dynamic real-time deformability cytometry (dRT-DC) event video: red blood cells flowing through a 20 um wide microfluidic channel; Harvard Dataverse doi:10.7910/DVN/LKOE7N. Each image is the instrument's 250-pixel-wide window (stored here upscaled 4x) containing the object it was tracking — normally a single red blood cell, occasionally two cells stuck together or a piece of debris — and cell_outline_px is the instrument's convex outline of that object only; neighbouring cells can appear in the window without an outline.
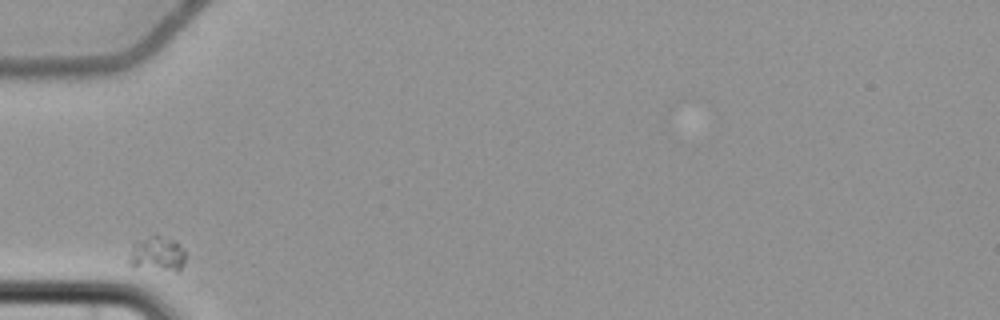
{"species": "common noctule bat (a hibernating species)", "species_latin": "Nyctalus noctula", "temperature_condition": "cold", "stored_images_in_passage": 6, "camera_frame_rate_fps": 3000, "um_per_image_px": 0.085, "animal": {"sex": "female", "body_mass_g": 22.7, "forearm_length_mm": 54.2}, "frame": {"image": 1, "passage_image": 1, "time_ms": 0.0, "image_size_px": [1000, 320], "cell_outline_px": [[184, 264], [176, 272], [128, 264], [128, 260], [136, 240], [156, 232], [176, 240], [184, 252]], "centroid_in_image_um": [13.38, 21.51], "position_along_channel_um": 71.6, "area_um2": 11.56}}
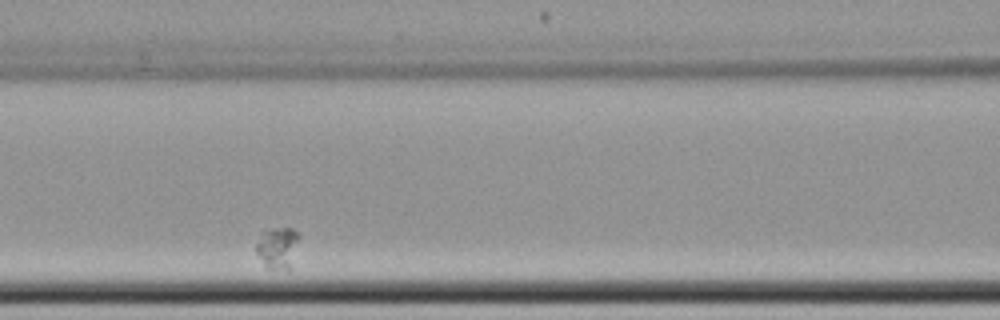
{"frame": {"image": 2, "passage_image": 3, "time_ms": 2.333, "image_size_px": [1000, 320], "cell_outline_px": [[300, 236], [288, 272], [268, 268], [264, 264], [256, 252], [256, 244], [260, 232], [268, 228], [292, 228]], "centroid_in_image_um": [23.58, 21.05], "position_along_channel_um": 143.0, "area_um2": 10.52}}
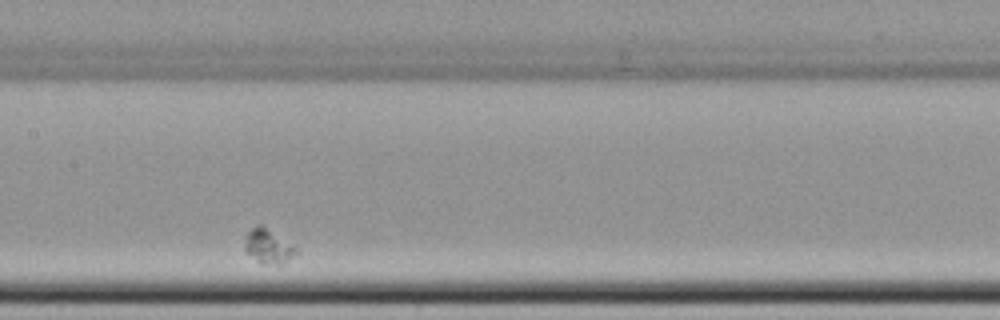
{"frame": {"image": 3, "passage_image": 4, "time_ms": 3.667, "image_size_px": [1000, 320], "cell_outline_px": [[300, 252], [288, 260], [280, 264], [260, 264], [244, 252], [244, 244], [248, 232], [256, 224], [260, 224], [296, 248]], "centroid_in_image_um": [22.76, 20.97], "position_along_channel_um": 184.6, "area_um2": 10.17}}